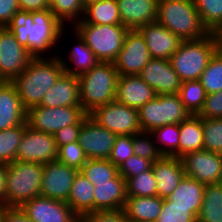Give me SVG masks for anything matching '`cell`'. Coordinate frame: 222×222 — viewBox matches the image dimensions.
I'll return each instance as SVG.
<instances>
[{"label": "cell", "mask_w": 222, "mask_h": 222, "mask_svg": "<svg viewBox=\"0 0 222 222\" xmlns=\"http://www.w3.org/2000/svg\"><path fill=\"white\" fill-rule=\"evenodd\" d=\"M7 27L33 58L44 57L43 53L58 44L65 33V26L49 9L20 12Z\"/></svg>", "instance_id": "obj_1"}, {"label": "cell", "mask_w": 222, "mask_h": 222, "mask_svg": "<svg viewBox=\"0 0 222 222\" xmlns=\"http://www.w3.org/2000/svg\"><path fill=\"white\" fill-rule=\"evenodd\" d=\"M64 73L58 56L32 58L28 66L12 81L23 107L40 105L44 95Z\"/></svg>", "instance_id": "obj_2"}, {"label": "cell", "mask_w": 222, "mask_h": 222, "mask_svg": "<svg viewBox=\"0 0 222 222\" xmlns=\"http://www.w3.org/2000/svg\"><path fill=\"white\" fill-rule=\"evenodd\" d=\"M156 22L183 41L200 40L210 34L201 22L194 0H158Z\"/></svg>", "instance_id": "obj_3"}, {"label": "cell", "mask_w": 222, "mask_h": 222, "mask_svg": "<svg viewBox=\"0 0 222 222\" xmlns=\"http://www.w3.org/2000/svg\"><path fill=\"white\" fill-rule=\"evenodd\" d=\"M119 78L114 63L100 62L78 77L80 104L86 114L115 100Z\"/></svg>", "instance_id": "obj_4"}, {"label": "cell", "mask_w": 222, "mask_h": 222, "mask_svg": "<svg viewBox=\"0 0 222 222\" xmlns=\"http://www.w3.org/2000/svg\"><path fill=\"white\" fill-rule=\"evenodd\" d=\"M216 51V39L210 33L200 40L183 41L170 62L182 82L199 80Z\"/></svg>", "instance_id": "obj_5"}, {"label": "cell", "mask_w": 222, "mask_h": 222, "mask_svg": "<svg viewBox=\"0 0 222 222\" xmlns=\"http://www.w3.org/2000/svg\"><path fill=\"white\" fill-rule=\"evenodd\" d=\"M43 164L15 161L7 165L5 206L20 207L40 196Z\"/></svg>", "instance_id": "obj_6"}, {"label": "cell", "mask_w": 222, "mask_h": 222, "mask_svg": "<svg viewBox=\"0 0 222 222\" xmlns=\"http://www.w3.org/2000/svg\"><path fill=\"white\" fill-rule=\"evenodd\" d=\"M72 26L100 62L110 63L118 57L129 30L124 25L89 24L82 20Z\"/></svg>", "instance_id": "obj_7"}, {"label": "cell", "mask_w": 222, "mask_h": 222, "mask_svg": "<svg viewBox=\"0 0 222 222\" xmlns=\"http://www.w3.org/2000/svg\"><path fill=\"white\" fill-rule=\"evenodd\" d=\"M190 116L179 94L156 95L138 110L141 130L148 132L167 124H180Z\"/></svg>", "instance_id": "obj_8"}, {"label": "cell", "mask_w": 222, "mask_h": 222, "mask_svg": "<svg viewBox=\"0 0 222 222\" xmlns=\"http://www.w3.org/2000/svg\"><path fill=\"white\" fill-rule=\"evenodd\" d=\"M85 115L81 106L50 108L37 105L27 110L26 122L35 131L54 135L65 126L77 124Z\"/></svg>", "instance_id": "obj_9"}, {"label": "cell", "mask_w": 222, "mask_h": 222, "mask_svg": "<svg viewBox=\"0 0 222 222\" xmlns=\"http://www.w3.org/2000/svg\"><path fill=\"white\" fill-rule=\"evenodd\" d=\"M98 125L116 135H134L141 132L138 110L112 101L88 114Z\"/></svg>", "instance_id": "obj_10"}, {"label": "cell", "mask_w": 222, "mask_h": 222, "mask_svg": "<svg viewBox=\"0 0 222 222\" xmlns=\"http://www.w3.org/2000/svg\"><path fill=\"white\" fill-rule=\"evenodd\" d=\"M58 148L54 135L31 129L25 121V131L17 149L16 160L45 164L57 161Z\"/></svg>", "instance_id": "obj_11"}, {"label": "cell", "mask_w": 222, "mask_h": 222, "mask_svg": "<svg viewBox=\"0 0 222 222\" xmlns=\"http://www.w3.org/2000/svg\"><path fill=\"white\" fill-rule=\"evenodd\" d=\"M151 59L141 33L138 30H128L114 65L119 76L139 75Z\"/></svg>", "instance_id": "obj_12"}, {"label": "cell", "mask_w": 222, "mask_h": 222, "mask_svg": "<svg viewBox=\"0 0 222 222\" xmlns=\"http://www.w3.org/2000/svg\"><path fill=\"white\" fill-rule=\"evenodd\" d=\"M180 159L186 176L205 185L222 182V153L203 149Z\"/></svg>", "instance_id": "obj_13"}, {"label": "cell", "mask_w": 222, "mask_h": 222, "mask_svg": "<svg viewBox=\"0 0 222 222\" xmlns=\"http://www.w3.org/2000/svg\"><path fill=\"white\" fill-rule=\"evenodd\" d=\"M32 58L7 26L0 27V74L7 82H12Z\"/></svg>", "instance_id": "obj_14"}, {"label": "cell", "mask_w": 222, "mask_h": 222, "mask_svg": "<svg viewBox=\"0 0 222 222\" xmlns=\"http://www.w3.org/2000/svg\"><path fill=\"white\" fill-rule=\"evenodd\" d=\"M77 172L59 161L45 163L40 196L67 202Z\"/></svg>", "instance_id": "obj_15"}, {"label": "cell", "mask_w": 222, "mask_h": 222, "mask_svg": "<svg viewBox=\"0 0 222 222\" xmlns=\"http://www.w3.org/2000/svg\"><path fill=\"white\" fill-rule=\"evenodd\" d=\"M20 208L33 222H80V217L63 201L37 196Z\"/></svg>", "instance_id": "obj_16"}, {"label": "cell", "mask_w": 222, "mask_h": 222, "mask_svg": "<svg viewBox=\"0 0 222 222\" xmlns=\"http://www.w3.org/2000/svg\"><path fill=\"white\" fill-rule=\"evenodd\" d=\"M116 136L88 116L81 126L78 143L87 159H108Z\"/></svg>", "instance_id": "obj_17"}, {"label": "cell", "mask_w": 222, "mask_h": 222, "mask_svg": "<svg viewBox=\"0 0 222 222\" xmlns=\"http://www.w3.org/2000/svg\"><path fill=\"white\" fill-rule=\"evenodd\" d=\"M139 76L154 90L156 95L178 94L182 83L170 59L152 58Z\"/></svg>", "instance_id": "obj_18"}, {"label": "cell", "mask_w": 222, "mask_h": 222, "mask_svg": "<svg viewBox=\"0 0 222 222\" xmlns=\"http://www.w3.org/2000/svg\"><path fill=\"white\" fill-rule=\"evenodd\" d=\"M137 30L146 41L151 58L170 59L183 42L179 36L157 22L145 24Z\"/></svg>", "instance_id": "obj_19"}, {"label": "cell", "mask_w": 222, "mask_h": 222, "mask_svg": "<svg viewBox=\"0 0 222 222\" xmlns=\"http://www.w3.org/2000/svg\"><path fill=\"white\" fill-rule=\"evenodd\" d=\"M156 96L154 90L139 76H119L115 101L139 110Z\"/></svg>", "instance_id": "obj_20"}, {"label": "cell", "mask_w": 222, "mask_h": 222, "mask_svg": "<svg viewBox=\"0 0 222 222\" xmlns=\"http://www.w3.org/2000/svg\"><path fill=\"white\" fill-rule=\"evenodd\" d=\"M121 25L137 30L145 24L156 22L158 0H116Z\"/></svg>", "instance_id": "obj_21"}, {"label": "cell", "mask_w": 222, "mask_h": 222, "mask_svg": "<svg viewBox=\"0 0 222 222\" xmlns=\"http://www.w3.org/2000/svg\"><path fill=\"white\" fill-rule=\"evenodd\" d=\"M93 193L94 212L123 209L127 199L126 180L118 173L107 182L96 183Z\"/></svg>", "instance_id": "obj_22"}, {"label": "cell", "mask_w": 222, "mask_h": 222, "mask_svg": "<svg viewBox=\"0 0 222 222\" xmlns=\"http://www.w3.org/2000/svg\"><path fill=\"white\" fill-rule=\"evenodd\" d=\"M152 169L156 179L157 196L165 199L179 185L185 175L180 158L162 156L153 162Z\"/></svg>", "instance_id": "obj_23"}, {"label": "cell", "mask_w": 222, "mask_h": 222, "mask_svg": "<svg viewBox=\"0 0 222 222\" xmlns=\"http://www.w3.org/2000/svg\"><path fill=\"white\" fill-rule=\"evenodd\" d=\"M40 105L50 108L81 106L78 77L63 73L44 95Z\"/></svg>", "instance_id": "obj_24"}, {"label": "cell", "mask_w": 222, "mask_h": 222, "mask_svg": "<svg viewBox=\"0 0 222 222\" xmlns=\"http://www.w3.org/2000/svg\"><path fill=\"white\" fill-rule=\"evenodd\" d=\"M27 110L19 99L16 86L6 82L0 86V130L21 125L26 121Z\"/></svg>", "instance_id": "obj_25"}, {"label": "cell", "mask_w": 222, "mask_h": 222, "mask_svg": "<svg viewBox=\"0 0 222 222\" xmlns=\"http://www.w3.org/2000/svg\"><path fill=\"white\" fill-rule=\"evenodd\" d=\"M163 198L159 196H127L124 206L126 219L134 222H155L161 213Z\"/></svg>", "instance_id": "obj_26"}, {"label": "cell", "mask_w": 222, "mask_h": 222, "mask_svg": "<svg viewBox=\"0 0 222 222\" xmlns=\"http://www.w3.org/2000/svg\"><path fill=\"white\" fill-rule=\"evenodd\" d=\"M204 187L205 184L184 175L176 189L165 199L190 208V212L197 218L203 203Z\"/></svg>", "instance_id": "obj_27"}, {"label": "cell", "mask_w": 222, "mask_h": 222, "mask_svg": "<svg viewBox=\"0 0 222 222\" xmlns=\"http://www.w3.org/2000/svg\"><path fill=\"white\" fill-rule=\"evenodd\" d=\"M73 32L79 41L77 40V44L71 48V51L69 52V59L72 64L75 63V66L72 68L60 56H58V59L64 68V73L79 77L80 75H83L84 73H87L93 69L97 64L100 63V61L85 43L84 39L76 31H74V29Z\"/></svg>", "instance_id": "obj_28"}, {"label": "cell", "mask_w": 222, "mask_h": 222, "mask_svg": "<svg viewBox=\"0 0 222 222\" xmlns=\"http://www.w3.org/2000/svg\"><path fill=\"white\" fill-rule=\"evenodd\" d=\"M93 191L94 185L78 171L66 203L80 218L87 213L94 212Z\"/></svg>", "instance_id": "obj_29"}, {"label": "cell", "mask_w": 222, "mask_h": 222, "mask_svg": "<svg viewBox=\"0 0 222 222\" xmlns=\"http://www.w3.org/2000/svg\"><path fill=\"white\" fill-rule=\"evenodd\" d=\"M202 118L191 115L179 124V158L184 155L203 150L204 139Z\"/></svg>", "instance_id": "obj_30"}, {"label": "cell", "mask_w": 222, "mask_h": 222, "mask_svg": "<svg viewBox=\"0 0 222 222\" xmlns=\"http://www.w3.org/2000/svg\"><path fill=\"white\" fill-rule=\"evenodd\" d=\"M82 21L98 25H121L116 0H98L87 4Z\"/></svg>", "instance_id": "obj_31"}, {"label": "cell", "mask_w": 222, "mask_h": 222, "mask_svg": "<svg viewBox=\"0 0 222 222\" xmlns=\"http://www.w3.org/2000/svg\"><path fill=\"white\" fill-rule=\"evenodd\" d=\"M197 222H222V182L205 185Z\"/></svg>", "instance_id": "obj_32"}, {"label": "cell", "mask_w": 222, "mask_h": 222, "mask_svg": "<svg viewBox=\"0 0 222 222\" xmlns=\"http://www.w3.org/2000/svg\"><path fill=\"white\" fill-rule=\"evenodd\" d=\"M151 133L162 156L179 158V124L160 126L153 129Z\"/></svg>", "instance_id": "obj_33"}, {"label": "cell", "mask_w": 222, "mask_h": 222, "mask_svg": "<svg viewBox=\"0 0 222 222\" xmlns=\"http://www.w3.org/2000/svg\"><path fill=\"white\" fill-rule=\"evenodd\" d=\"M25 131V122L15 127L0 130V163L16 161V153Z\"/></svg>", "instance_id": "obj_34"}, {"label": "cell", "mask_w": 222, "mask_h": 222, "mask_svg": "<svg viewBox=\"0 0 222 222\" xmlns=\"http://www.w3.org/2000/svg\"><path fill=\"white\" fill-rule=\"evenodd\" d=\"M79 171L93 185L107 182L118 174V168L108 159H88Z\"/></svg>", "instance_id": "obj_35"}, {"label": "cell", "mask_w": 222, "mask_h": 222, "mask_svg": "<svg viewBox=\"0 0 222 222\" xmlns=\"http://www.w3.org/2000/svg\"><path fill=\"white\" fill-rule=\"evenodd\" d=\"M178 94L191 115L199 114L207 95L199 80L182 82Z\"/></svg>", "instance_id": "obj_36"}, {"label": "cell", "mask_w": 222, "mask_h": 222, "mask_svg": "<svg viewBox=\"0 0 222 222\" xmlns=\"http://www.w3.org/2000/svg\"><path fill=\"white\" fill-rule=\"evenodd\" d=\"M203 26L214 33L222 26V0H194Z\"/></svg>", "instance_id": "obj_37"}, {"label": "cell", "mask_w": 222, "mask_h": 222, "mask_svg": "<svg viewBox=\"0 0 222 222\" xmlns=\"http://www.w3.org/2000/svg\"><path fill=\"white\" fill-rule=\"evenodd\" d=\"M49 10L66 26L70 21V23L74 21L72 24H75L82 20L84 5L81 3V0H50Z\"/></svg>", "instance_id": "obj_38"}, {"label": "cell", "mask_w": 222, "mask_h": 222, "mask_svg": "<svg viewBox=\"0 0 222 222\" xmlns=\"http://www.w3.org/2000/svg\"><path fill=\"white\" fill-rule=\"evenodd\" d=\"M206 94L222 91V54L216 51L199 79Z\"/></svg>", "instance_id": "obj_39"}, {"label": "cell", "mask_w": 222, "mask_h": 222, "mask_svg": "<svg viewBox=\"0 0 222 222\" xmlns=\"http://www.w3.org/2000/svg\"><path fill=\"white\" fill-rule=\"evenodd\" d=\"M127 196L152 197L157 195L156 179L151 168L126 180Z\"/></svg>", "instance_id": "obj_40"}, {"label": "cell", "mask_w": 222, "mask_h": 222, "mask_svg": "<svg viewBox=\"0 0 222 222\" xmlns=\"http://www.w3.org/2000/svg\"><path fill=\"white\" fill-rule=\"evenodd\" d=\"M204 150L222 153V118H202Z\"/></svg>", "instance_id": "obj_41"}, {"label": "cell", "mask_w": 222, "mask_h": 222, "mask_svg": "<svg viewBox=\"0 0 222 222\" xmlns=\"http://www.w3.org/2000/svg\"><path fill=\"white\" fill-rule=\"evenodd\" d=\"M155 222H197V218L190 212V208L163 199L161 213Z\"/></svg>", "instance_id": "obj_42"}, {"label": "cell", "mask_w": 222, "mask_h": 222, "mask_svg": "<svg viewBox=\"0 0 222 222\" xmlns=\"http://www.w3.org/2000/svg\"><path fill=\"white\" fill-rule=\"evenodd\" d=\"M151 132L141 131L133 135V152L136 156L151 159L153 162L160 159L159 152Z\"/></svg>", "instance_id": "obj_43"}, {"label": "cell", "mask_w": 222, "mask_h": 222, "mask_svg": "<svg viewBox=\"0 0 222 222\" xmlns=\"http://www.w3.org/2000/svg\"><path fill=\"white\" fill-rule=\"evenodd\" d=\"M87 160L88 159L78 141L70 142L69 144L58 148L57 161L68 167L75 168L79 171Z\"/></svg>", "instance_id": "obj_44"}, {"label": "cell", "mask_w": 222, "mask_h": 222, "mask_svg": "<svg viewBox=\"0 0 222 222\" xmlns=\"http://www.w3.org/2000/svg\"><path fill=\"white\" fill-rule=\"evenodd\" d=\"M133 154V135H117L108 160L118 168Z\"/></svg>", "instance_id": "obj_45"}, {"label": "cell", "mask_w": 222, "mask_h": 222, "mask_svg": "<svg viewBox=\"0 0 222 222\" xmlns=\"http://www.w3.org/2000/svg\"><path fill=\"white\" fill-rule=\"evenodd\" d=\"M152 165L153 161L151 159L133 154L118 167V173L127 180L128 178L137 176L143 171L150 170Z\"/></svg>", "instance_id": "obj_46"}, {"label": "cell", "mask_w": 222, "mask_h": 222, "mask_svg": "<svg viewBox=\"0 0 222 222\" xmlns=\"http://www.w3.org/2000/svg\"><path fill=\"white\" fill-rule=\"evenodd\" d=\"M198 116L201 118H222V91L206 95L203 108Z\"/></svg>", "instance_id": "obj_47"}, {"label": "cell", "mask_w": 222, "mask_h": 222, "mask_svg": "<svg viewBox=\"0 0 222 222\" xmlns=\"http://www.w3.org/2000/svg\"><path fill=\"white\" fill-rule=\"evenodd\" d=\"M124 209L95 211L83 215L80 222H125Z\"/></svg>", "instance_id": "obj_48"}, {"label": "cell", "mask_w": 222, "mask_h": 222, "mask_svg": "<svg viewBox=\"0 0 222 222\" xmlns=\"http://www.w3.org/2000/svg\"><path fill=\"white\" fill-rule=\"evenodd\" d=\"M88 116L86 114L77 124L65 126L54 134L57 148L78 141L81 126Z\"/></svg>", "instance_id": "obj_49"}, {"label": "cell", "mask_w": 222, "mask_h": 222, "mask_svg": "<svg viewBox=\"0 0 222 222\" xmlns=\"http://www.w3.org/2000/svg\"><path fill=\"white\" fill-rule=\"evenodd\" d=\"M20 12L18 0H0V27L8 26Z\"/></svg>", "instance_id": "obj_50"}, {"label": "cell", "mask_w": 222, "mask_h": 222, "mask_svg": "<svg viewBox=\"0 0 222 222\" xmlns=\"http://www.w3.org/2000/svg\"><path fill=\"white\" fill-rule=\"evenodd\" d=\"M2 222H33L20 207L2 206Z\"/></svg>", "instance_id": "obj_51"}, {"label": "cell", "mask_w": 222, "mask_h": 222, "mask_svg": "<svg viewBox=\"0 0 222 222\" xmlns=\"http://www.w3.org/2000/svg\"><path fill=\"white\" fill-rule=\"evenodd\" d=\"M18 4L21 12L48 10L50 8V0H18Z\"/></svg>", "instance_id": "obj_52"}, {"label": "cell", "mask_w": 222, "mask_h": 222, "mask_svg": "<svg viewBox=\"0 0 222 222\" xmlns=\"http://www.w3.org/2000/svg\"><path fill=\"white\" fill-rule=\"evenodd\" d=\"M7 164L0 163V206H5Z\"/></svg>", "instance_id": "obj_53"}, {"label": "cell", "mask_w": 222, "mask_h": 222, "mask_svg": "<svg viewBox=\"0 0 222 222\" xmlns=\"http://www.w3.org/2000/svg\"><path fill=\"white\" fill-rule=\"evenodd\" d=\"M213 34L217 43V51L222 54V26L218 28Z\"/></svg>", "instance_id": "obj_54"}, {"label": "cell", "mask_w": 222, "mask_h": 222, "mask_svg": "<svg viewBox=\"0 0 222 222\" xmlns=\"http://www.w3.org/2000/svg\"><path fill=\"white\" fill-rule=\"evenodd\" d=\"M94 1H98V0H81V3L84 5V7L87 5V4H89V3H91V2H94Z\"/></svg>", "instance_id": "obj_55"}, {"label": "cell", "mask_w": 222, "mask_h": 222, "mask_svg": "<svg viewBox=\"0 0 222 222\" xmlns=\"http://www.w3.org/2000/svg\"><path fill=\"white\" fill-rule=\"evenodd\" d=\"M7 81L2 77V75L0 74V86L3 85L4 83H6Z\"/></svg>", "instance_id": "obj_56"}, {"label": "cell", "mask_w": 222, "mask_h": 222, "mask_svg": "<svg viewBox=\"0 0 222 222\" xmlns=\"http://www.w3.org/2000/svg\"><path fill=\"white\" fill-rule=\"evenodd\" d=\"M0 222H2V206H0Z\"/></svg>", "instance_id": "obj_57"}]
</instances>
